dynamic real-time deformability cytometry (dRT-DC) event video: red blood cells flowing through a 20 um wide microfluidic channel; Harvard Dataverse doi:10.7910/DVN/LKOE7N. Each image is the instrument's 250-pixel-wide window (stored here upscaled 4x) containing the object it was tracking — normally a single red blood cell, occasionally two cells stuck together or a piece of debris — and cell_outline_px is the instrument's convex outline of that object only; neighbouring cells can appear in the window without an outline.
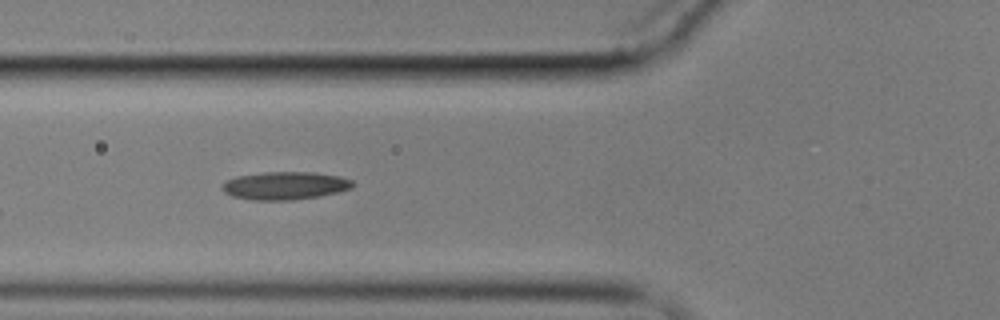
{"species": "common noctule bat (a hibernating species)", "species_latin": "Nyctalus noctula", "temperature_condition": "cold", "stored_images_in_passage": 9, "camera_frame_rate_fps": 3000, "um_per_image_px": 0.085, "animal": {"sex": "male", "body_mass_g": 17.9}, "frame": {"image": 1, "passage_image": 6, "time_ms": 5.667, "image_size_px": [1000, 320], "cell_outline_px": [[356, 184], [352, 188], [320, 196], [292, 200], [252, 200], [232, 196], [224, 192], [220, 188], [228, 180], [236, 176], [264, 172], [316, 172], [340, 176], [352, 180]], "centroid_in_image_um": [24.25, 15.77], "position_along_channel_um": 101.6, "area_um2": 21.33}}
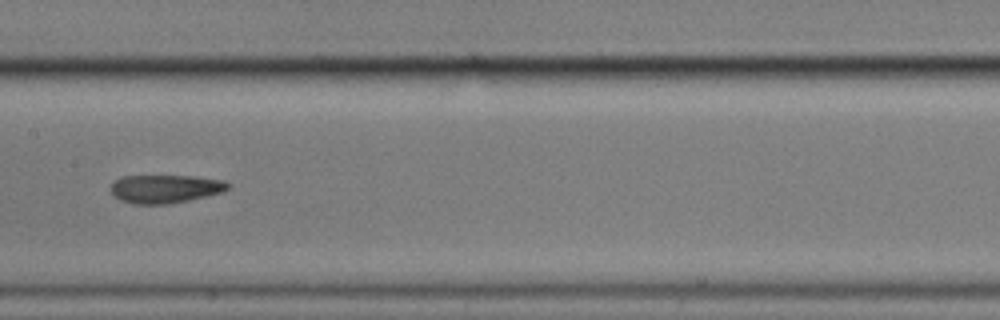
{"frame": {"image": 2, "passage_image": 8, "time_ms": 8.333, "image_size_px": [1000, 320], "cell_outline_px": [[228, 188], [224, 192], [188, 200], [168, 204], [132, 204], [120, 200], [112, 192], [112, 184], [120, 176], [192, 176], [224, 180], [228, 184]], "centroid_in_image_um": [14.05, 16.05], "position_along_channel_um": 193.4, "area_um2": 19.19}}
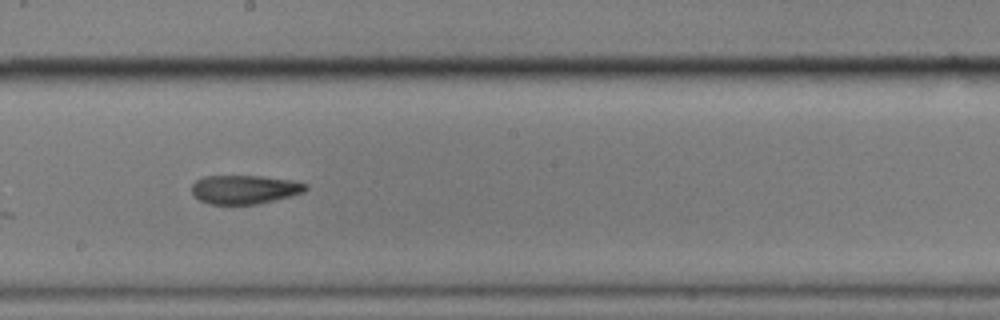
{"frame": {"image": 3, "passage_image": 9, "time_ms": 9.333, "image_size_px": [1000, 320], "cell_outline_px": [[308, 188], [304, 192], [292, 196], [256, 204], [208, 204], [200, 200], [192, 192], [192, 184], [196, 180], [204, 176], [260, 176], [292, 180], [308, 184]], "centroid_in_image_um": [20.81, 16.1], "position_along_channel_um": 227.4, "area_um2": 19.13}}